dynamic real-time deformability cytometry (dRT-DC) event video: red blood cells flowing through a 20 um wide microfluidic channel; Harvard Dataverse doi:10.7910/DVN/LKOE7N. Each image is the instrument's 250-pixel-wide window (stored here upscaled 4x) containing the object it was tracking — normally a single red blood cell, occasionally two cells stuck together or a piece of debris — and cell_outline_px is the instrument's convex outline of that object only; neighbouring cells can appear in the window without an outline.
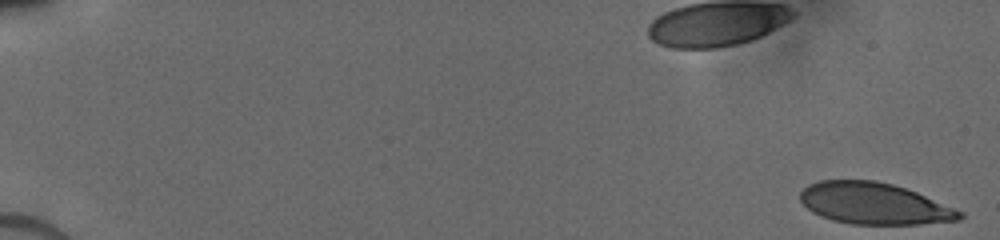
{"species": "human", "species_latin": "Homo sapiens", "temperature_condition": "cold", "stored_images_in_passage": 18, "camera_frame_rate_fps": 3000, "um_per_image_px": 0.085, "donor": {"sex": "male"}, "frame": {"image": 1, "passage_image": 1, "time_ms": 0.0, "image_size_px": [1000, 240], "cell_outline_px": [[964, 216], [960, 220], [920, 224], [852, 224], [832, 220], [820, 216], [812, 212], [800, 200], [800, 192], [808, 184], [820, 180], [876, 180], [892, 184], [916, 192], [964, 212]], "centroid_in_image_um": [74.29, 17.3], "position_along_channel_um": 10.7, "area_um2": 38.55}}
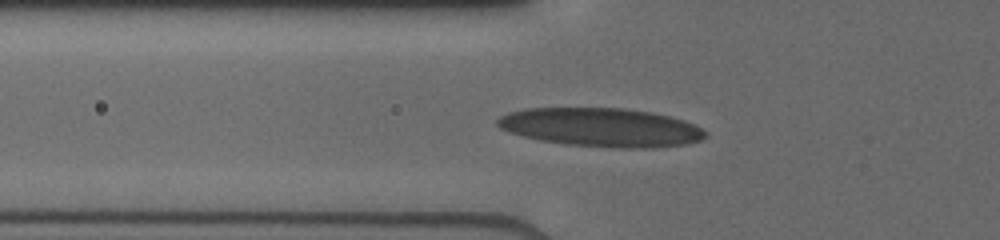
{"frame": {"image": 2, "passage_image": 17, "time_ms": 6.333, "image_size_px": [1000, 240], "cell_outline_px": [[704, 136], [700, 140], [684, 144], [652, 148], [612, 148], [564, 144], [540, 140], [508, 132], [500, 128], [496, 124], [496, 120], [500, 116], [508, 112], [524, 108], [624, 108], [652, 112], [684, 120], [700, 128], [704, 132]], "centroid_in_image_um": [51.03, 10.82], "position_along_channel_um": 74.8, "area_um2": 46.88}}
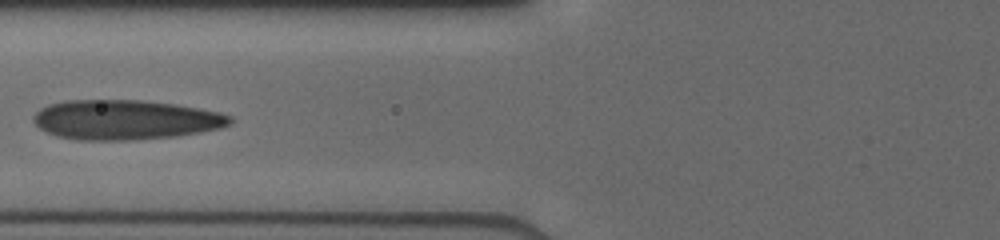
{"frame": {"image": 3, "passage_image": 18, "time_ms": 7.333, "image_size_px": [1000, 240], "cell_outline_px": [[232, 124], [220, 128], [200, 132], [176, 136], [136, 140], [76, 140], [56, 136], [40, 128], [32, 120], [32, 116], [40, 108], [48, 104], [68, 100], [140, 100], [172, 104], [196, 108], [216, 112], [232, 116]], "centroid_in_image_um": [10.61, 10.19], "position_along_channel_um": 115.2, "area_um2": 45.49}}